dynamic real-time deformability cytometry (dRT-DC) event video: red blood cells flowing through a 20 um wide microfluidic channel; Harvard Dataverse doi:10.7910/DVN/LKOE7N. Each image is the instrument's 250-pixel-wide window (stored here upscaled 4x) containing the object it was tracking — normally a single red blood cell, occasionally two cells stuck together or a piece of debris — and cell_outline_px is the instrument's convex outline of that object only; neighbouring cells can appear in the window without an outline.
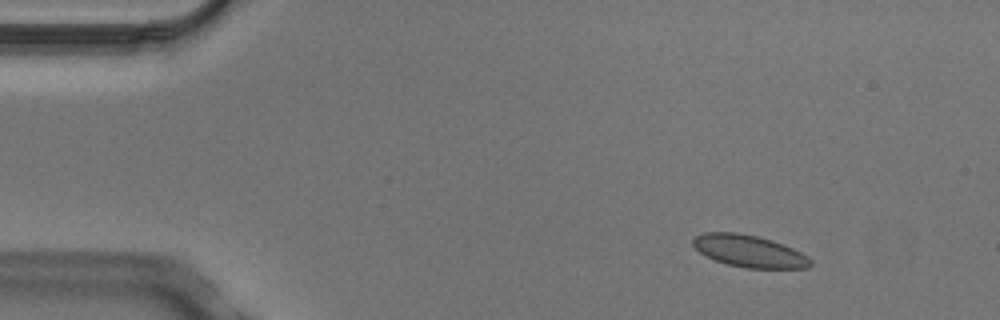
{"species": "Egyptian fruit bat (a non-hibernating species)", "species_latin": "Rousettus aegyptiacus", "temperature_condition": "cold", "stored_images_in_passage": 6, "camera_frame_rate_fps": 3000, "um_per_image_px": 0.085, "animal": {"sex": "male"}, "frame": {"image": 1, "passage_image": 2, "time_ms": 0.333, "image_size_px": [1000, 320], "cell_outline_px": [[812, 264], [808, 268], [744, 268], [728, 264], [716, 260], [700, 252], [692, 244], [692, 240], [696, 236], [704, 232], [736, 232], [756, 236], [772, 240], [792, 248], [808, 256], [812, 260]], "centroid_in_image_um": [63.7, 21.34], "position_along_channel_um": 21.3, "area_um2": 21.79}}